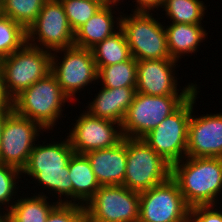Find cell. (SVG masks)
Masks as SVG:
<instances>
[{"label":"cell","instance_id":"7402d4cb","mask_svg":"<svg viewBox=\"0 0 222 222\" xmlns=\"http://www.w3.org/2000/svg\"><path fill=\"white\" fill-rule=\"evenodd\" d=\"M46 195L38 194L15 200L12 208L5 212L10 222H45L51 210L60 201L49 204ZM17 201V202H16Z\"/></svg>","mask_w":222,"mask_h":222},{"label":"cell","instance_id":"6da1fadb","mask_svg":"<svg viewBox=\"0 0 222 222\" xmlns=\"http://www.w3.org/2000/svg\"><path fill=\"white\" fill-rule=\"evenodd\" d=\"M184 160L172 165L171 177L178 183L186 204L190 208L216 206L222 195V158L186 156Z\"/></svg>","mask_w":222,"mask_h":222},{"label":"cell","instance_id":"83f0119b","mask_svg":"<svg viewBox=\"0 0 222 222\" xmlns=\"http://www.w3.org/2000/svg\"><path fill=\"white\" fill-rule=\"evenodd\" d=\"M71 29L75 32L105 3L102 0H60Z\"/></svg>","mask_w":222,"mask_h":222},{"label":"cell","instance_id":"d6a6232c","mask_svg":"<svg viewBox=\"0 0 222 222\" xmlns=\"http://www.w3.org/2000/svg\"><path fill=\"white\" fill-rule=\"evenodd\" d=\"M12 111L11 103L9 102L4 108L0 109V144H1V133H2V127L4 124V120L6 116Z\"/></svg>","mask_w":222,"mask_h":222},{"label":"cell","instance_id":"ffe728a7","mask_svg":"<svg viewBox=\"0 0 222 222\" xmlns=\"http://www.w3.org/2000/svg\"><path fill=\"white\" fill-rule=\"evenodd\" d=\"M164 27L170 56L177 61L185 53H195L208 34L202 24L171 23Z\"/></svg>","mask_w":222,"mask_h":222},{"label":"cell","instance_id":"1f68e13d","mask_svg":"<svg viewBox=\"0 0 222 222\" xmlns=\"http://www.w3.org/2000/svg\"><path fill=\"white\" fill-rule=\"evenodd\" d=\"M135 12H151L155 8L162 7L164 0H135ZM137 6V7H136Z\"/></svg>","mask_w":222,"mask_h":222},{"label":"cell","instance_id":"d6986e66","mask_svg":"<svg viewBox=\"0 0 222 222\" xmlns=\"http://www.w3.org/2000/svg\"><path fill=\"white\" fill-rule=\"evenodd\" d=\"M136 87L101 88L90 104L87 112L92 116L112 120L121 124L132 104Z\"/></svg>","mask_w":222,"mask_h":222},{"label":"cell","instance_id":"52a82bcc","mask_svg":"<svg viewBox=\"0 0 222 222\" xmlns=\"http://www.w3.org/2000/svg\"><path fill=\"white\" fill-rule=\"evenodd\" d=\"M172 165L157 154L142 138H127V162L124 186L136 192L165 182Z\"/></svg>","mask_w":222,"mask_h":222},{"label":"cell","instance_id":"484cf974","mask_svg":"<svg viewBox=\"0 0 222 222\" xmlns=\"http://www.w3.org/2000/svg\"><path fill=\"white\" fill-rule=\"evenodd\" d=\"M47 0H4L0 14L11 18L26 31L35 22Z\"/></svg>","mask_w":222,"mask_h":222},{"label":"cell","instance_id":"f546056e","mask_svg":"<svg viewBox=\"0 0 222 222\" xmlns=\"http://www.w3.org/2000/svg\"><path fill=\"white\" fill-rule=\"evenodd\" d=\"M45 222H86L85 207L79 202L77 204L58 203Z\"/></svg>","mask_w":222,"mask_h":222},{"label":"cell","instance_id":"30bf717a","mask_svg":"<svg viewBox=\"0 0 222 222\" xmlns=\"http://www.w3.org/2000/svg\"><path fill=\"white\" fill-rule=\"evenodd\" d=\"M189 210L178 183L170 177L140 192L138 222H188Z\"/></svg>","mask_w":222,"mask_h":222},{"label":"cell","instance_id":"5bb4252c","mask_svg":"<svg viewBox=\"0 0 222 222\" xmlns=\"http://www.w3.org/2000/svg\"><path fill=\"white\" fill-rule=\"evenodd\" d=\"M74 124L75 126L70 130L68 138L76 154L111 148L124 138L121 124L92 116L87 111L85 113L83 111Z\"/></svg>","mask_w":222,"mask_h":222},{"label":"cell","instance_id":"3957f363","mask_svg":"<svg viewBox=\"0 0 222 222\" xmlns=\"http://www.w3.org/2000/svg\"><path fill=\"white\" fill-rule=\"evenodd\" d=\"M52 53L27 42L0 59V76L5 97L11 101L20 92L51 73Z\"/></svg>","mask_w":222,"mask_h":222},{"label":"cell","instance_id":"d590c367","mask_svg":"<svg viewBox=\"0 0 222 222\" xmlns=\"http://www.w3.org/2000/svg\"><path fill=\"white\" fill-rule=\"evenodd\" d=\"M104 3H109L110 0H102Z\"/></svg>","mask_w":222,"mask_h":222},{"label":"cell","instance_id":"836d02e7","mask_svg":"<svg viewBox=\"0 0 222 222\" xmlns=\"http://www.w3.org/2000/svg\"><path fill=\"white\" fill-rule=\"evenodd\" d=\"M10 101L5 97L2 89V82L0 76V109L4 108Z\"/></svg>","mask_w":222,"mask_h":222},{"label":"cell","instance_id":"cb8c5ba5","mask_svg":"<svg viewBox=\"0 0 222 222\" xmlns=\"http://www.w3.org/2000/svg\"><path fill=\"white\" fill-rule=\"evenodd\" d=\"M97 79L102 80L105 88L136 87L137 60L131 57L121 63L97 67Z\"/></svg>","mask_w":222,"mask_h":222},{"label":"cell","instance_id":"8fae6325","mask_svg":"<svg viewBox=\"0 0 222 222\" xmlns=\"http://www.w3.org/2000/svg\"><path fill=\"white\" fill-rule=\"evenodd\" d=\"M26 32L28 44L50 52L74 46V31L60 0H47Z\"/></svg>","mask_w":222,"mask_h":222},{"label":"cell","instance_id":"4316f807","mask_svg":"<svg viewBox=\"0 0 222 222\" xmlns=\"http://www.w3.org/2000/svg\"><path fill=\"white\" fill-rule=\"evenodd\" d=\"M26 42V30L11 18L0 14V59L11 55Z\"/></svg>","mask_w":222,"mask_h":222},{"label":"cell","instance_id":"d4e9b609","mask_svg":"<svg viewBox=\"0 0 222 222\" xmlns=\"http://www.w3.org/2000/svg\"><path fill=\"white\" fill-rule=\"evenodd\" d=\"M161 8L172 23L201 24L206 6L201 0H164Z\"/></svg>","mask_w":222,"mask_h":222},{"label":"cell","instance_id":"e0dca14e","mask_svg":"<svg viewBox=\"0 0 222 222\" xmlns=\"http://www.w3.org/2000/svg\"><path fill=\"white\" fill-rule=\"evenodd\" d=\"M100 186L123 185L127 162V138L116 146L84 154Z\"/></svg>","mask_w":222,"mask_h":222},{"label":"cell","instance_id":"277c9868","mask_svg":"<svg viewBox=\"0 0 222 222\" xmlns=\"http://www.w3.org/2000/svg\"><path fill=\"white\" fill-rule=\"evenodd\" d=\"M70 98L63 92L56 77L49 73L29 88L20 92L10 103L12 110L38 123L44 130H53L62 115V106Z\"/></svg>","mask_w":222,"mask_h":222},{"label":"cell","instance_id":"4fadbf2b","mask_svg":"<svg viewBox=\"0 0 222 222\" xmlns=\"http://www.w3.org/2000/svg\"><path fill=\"white\" fill-rule=\"evenodd\" d=\"M43 128L33 120L16 114L6 116L1 133L0 163L22 169ZM37 137V138H36ZM34 144V145H33Z\"/></svg>","mask_w":222,"mask_h":222},{"label":"cell","instance_id":"9c48e42d","mask_svg":"<svg viewBox=\"0 0 222 222\" xmlns=\"http://www.w3.org/2000/svg\"><path fill=\"white\" fill-rule=\"evenodd\" d=\"M84 207L86 222H138L140 192L124 185L100 186Z\"/></svg>","mask_w":222,"mask_h":222},{"label":"cell","instance_id":"f1b7e54d","mask_svg":"<svg viewBox=\"0 0 222 222\" xmlns=\"http://www.w3.org/2000/svg\"><path fill=\"white\" fill-rule=\"evenodd\" d=\"M20 175L22 173L18 168L0 163V211L3 209L1 208L2 205L5 204L9 205V210L12 208L13 202L10 201L13 198L12 196L15 198L14 194L17 193L15 190L18 182L15 181L21 178Z\"/></svg>","mask_w":222,"mask_h":222},{"label":"cell","instance_id":"5b68a950","mask_svg":"<svg viewBox=\"0 0 222 222\" xmlns=\"http://www.w3.org/2000/svg\"><path fill=\"white\" fill-rule=\"evenodd\" d=\"M196 89L173 113L142 139L169 164L187 156L188 123L199 91Z\"/></svg>","mask_w":222,"mask_h":222},{"label":"cell","instance_id":"603a6c76","mask_svg":"<svg viewBox=\"0 0 222 222\" xmlns=\"http://www.w3.org/2000/svg\"><path fill=\"white\" fill-rule=\"evenodd\" d=\"M96 67H104L129 60L132 55L124 31L114 34L91 48Z\"/></svg>","mask_w":222,"mask_h":222},{"label":"cell","instance_id":"ac0fdd59","mask_svg":"<svg viewBox=\"0 0 222 222\" xmlns=\"http://www.w3.org/2000/svg\"><path fill=\"white\" fill-rule=\"evenodd\" d=\"M116 3H119V1L105 3L86 23L74 32V46L91 49L97 43L114 34L116 29H120L121 18L118 17L114 21V11L112 12L113 6L118 5ZM115 22H117V25L114 24Z\"/></svg>","mask_w":222,"mask_h":222},{"label":"cell","instance_id":"2e32d148","mask_svg":"<svg viewBox=\"0 0 222 222\" xmlns=\"http://www.w3.org/2000/svg\"><path fill=\"white\" fill-rule=\"evenodd\" d=\"M187 157L222 158V113L196 117L188 123Z\"/></svg>","mask_w":222,"mask_h":222},{"label":"cell","instance_id":"e575fe53","mask_svg":"<svg viewBox=\"0 0 222 222\" xmlns=\"http://www.w3.org/2000/svg\"><path fill=\"white\" fill-rule=\"evenodd\" d=\"M4 214V215H3ZM2 215H0V222H10L6 213L3 212Z\"/></svg>","mask_w":222,"mask_h":222},{"label":"cell","instance_id":"7c38bea8","mask_svg":"<svg viewBox=\"0 0 222 222\" xmlns=\"http://www.w3.org/2000/svg\"><path fill=\"white\" fill-rule=\"evenodd\" d=\"M55 52H63L62 61H58ZM55 52L51 57V73L70 99H73L80 89L98 80V70L91 49L72 46Z\"/></svg>","mask_w":222,"mask_h":222},{"label":"cell","instance_id":"44dd1931","mask_svg":"<svg viewBox=\"0 0 222 222\" xmlns=\"http://www.w3.org/2000/svg\"><path fill=\"white\" fill-rule=\"evenodd\" d=\"M69 177L73 186V203L77 204L79 201L85 206L94 197L100 185L84 154L74 153L70 158Z\"/></svg>","mask_w":222,"mask_h":222},{"label":"cell","instance_id":"4dcf8cb0","mask_svg":"<svg viewBox=\"0 0 222 222\" xmlns=\"http://www.w3.org/2000/svg\"><path fill=\"white\" fill-rule=\"evenodd\" d=\"M217 206H194L189 210V222H222V212Z\"/></svg>","mask_w":222,"mask_h":222},{"label":"cell","instance_id":"7a4b0ae2","mask_svg":"<svg viewBox=\"0 0 222 222\" xmlns=\"http://www.w3.org/2000/svg\"><path fill=\"white\" fill-rule=\"evenodd\" d=\"M35 144L21 173L27 174L58 195L60 203H73V186L69 177V160L75 153L67 136L60 143Z\"/></svg>","mask_w":222,"mask_h":222},{"label":"cell","instance_id":"ba28073f","mask_svg":"<svg viewBox=\"0 0 222 222\" xmlns=\"http://www.w3.org/2000/svg\"><path fill=\"white\" fill-rule=\"evenodd\" d=\"M189 96H150L135 93L121 130L125 138H143L173 113Z\"/></svg>","mask_w":222,"mask_h":222},{"label":"cell","instance_id":"8992f818","mask_svg":"<svg viewBox=\"0 0 222 222\" xmlns=\"http://www.w3.org/2000/svg\"><path fill=\"white\" fill-rule=\"evenodd\" d=\"M132 13L127 17L120 15V28L124 31L132 57L137 61L172 59L164 26L150 12Z\"/></svg>","mask_w":222,"mask_h":222},{"label":"cell","instance_id":"9a60e30c","mask_svg":"<svg viewBox=\"0 0 222 222\" xmlns=\"http://www.w3.org/2000/svg\"><path fill=\"white\" fill-rule=\"evenodd\" d=\"M177 62L175 59L137 61L136 92L150 96H190L197 84L189 83L178 94L177 78L173 72Z\"/></svg>","mask_w":222,"mask_h":222}]
</instances>
